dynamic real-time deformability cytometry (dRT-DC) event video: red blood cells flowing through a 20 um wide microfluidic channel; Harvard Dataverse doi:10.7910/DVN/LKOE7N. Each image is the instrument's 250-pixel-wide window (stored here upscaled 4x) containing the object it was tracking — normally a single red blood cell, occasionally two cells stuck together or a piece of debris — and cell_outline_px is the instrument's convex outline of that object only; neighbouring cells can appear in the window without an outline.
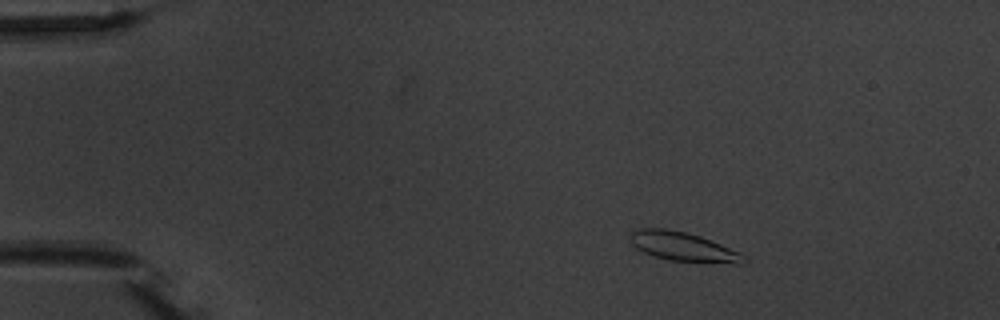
{"species": "common noctule bat (a hibernating species)", "species_latin": "Nyctalus noctula", "temperature_condition": "warm", "stored_images_in_passage": 4, "camera_frame_rate_fps": 3000, "um_per_image_px": 0.085, "animal": {"sex": "male", "body_mass_g": 20.1, "forearm_length_mm": 53.5}, "frame": {"image": 1, "passage_image": 2, "time_ms": 1.333, "image_size_px": [1000, 320], "cell_outline_px": [[748, 260], [744, 264], [740, 264], [668, 260], [644, 252], [636, 248], [628, 240], [628, 236], [632, 228], [664, 228], [684, 232], [700, 236], [740, 252]], "centroid_in_image_um": [58.02, 20.96], "position_along_channel_um": 27.0, "area_um2": 19.42}}